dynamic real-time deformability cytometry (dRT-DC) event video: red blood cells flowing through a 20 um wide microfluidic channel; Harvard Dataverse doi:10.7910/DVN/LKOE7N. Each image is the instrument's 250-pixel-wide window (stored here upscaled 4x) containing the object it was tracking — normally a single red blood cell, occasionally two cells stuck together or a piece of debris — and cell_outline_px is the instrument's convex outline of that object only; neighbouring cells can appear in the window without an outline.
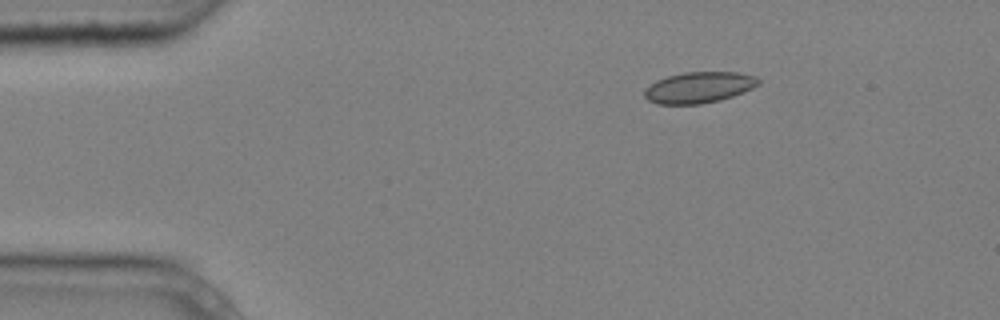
{"species": "common noctule bat (a hibernating species)", "species_latin": "Nyctalus noctula", "temperature_condition": "cold", "stored_images_in_passage": 4, "camera_frame_rate_fps": 3000, "um_per_image_px": 0.085, "animal": {"sex": "male", "body_mass_g": 20.4}, "frame": {"image": 1, "passage_image": 2, "time_ms": 0.333, "image_size_px": [1000, 320], "cell_outline_px": [[760, 84], [752, 88], [732, 96], [720, 100], [700, 104], [656, 104], [648, 100], [644, 96], [644, 88], [656, 80], [668, 76], [684, 72], [736, 72], [756, 76], [760, 80]], "centroid_in_image_um": [59.39, 7.43], "position_along_channel_um": 25.6, "area_um2": 20.69}}
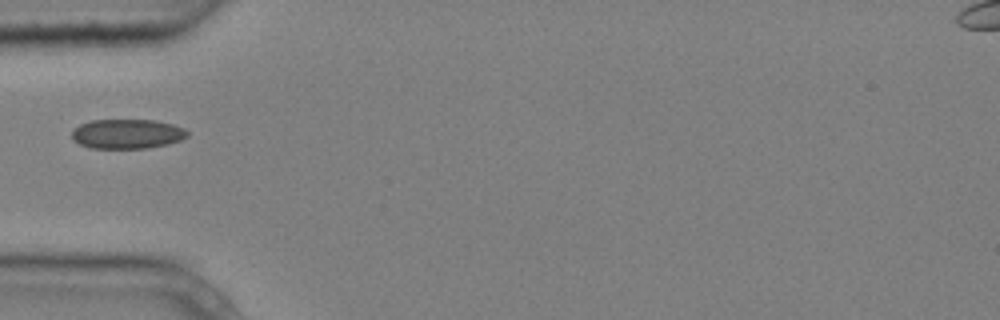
{"frame": {"image": 2, "passage_image": 4, "time_ms": 1.0, "image_size_px": [1000, 320], "cell_outline_px": [[188, 136], [180, 140], [168, 144], [148, 148], [92, 148], [80, 144], [72, 140], [72, 132], [80, 124], [92, 120], [156, 120], [172, 124], [184, 128], [188, 132]], "centroid_in_image_um": [10.82, 11.38], "position_along_channel_um": 74.2, "area_um2": 19.88}}